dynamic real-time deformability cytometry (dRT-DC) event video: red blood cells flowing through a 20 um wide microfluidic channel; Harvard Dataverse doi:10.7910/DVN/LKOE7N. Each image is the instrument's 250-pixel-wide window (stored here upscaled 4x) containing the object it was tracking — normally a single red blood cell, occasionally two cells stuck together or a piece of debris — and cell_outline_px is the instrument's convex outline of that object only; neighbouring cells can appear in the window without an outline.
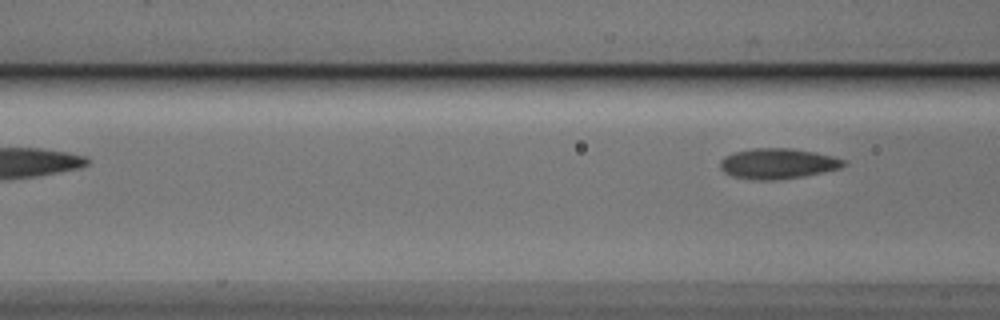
{"species": "Egyptian fruit bat (a non-hibernating species)", "species_latin": "Rousettus aegyptiacus", "temperature_condition": "cold", "stored_images_in_passage": 6, "camera_frame_rate_fps": 3000, "um_per_image_px": 0.085, "animal": {"sex": "male"}, "frame": {"image": 1, "passage_image": 6, "time_ms": 6.0, "image_size_px": [1000, 320], "cell_outline_px": [[848, 164], [840, 168], [824, 172], [804, 176], [776, 180], [752, 180], [732, 176], [724, 172], [720, 168], [720, 160], [724, 156], [732, 152], [752, 148], [792, 148], [832, 156], [848, 160]], "centroid_in_image_um": [66.1, 13.91], "position_along_channel_um": 100.5, "area_um2": 22.2}}